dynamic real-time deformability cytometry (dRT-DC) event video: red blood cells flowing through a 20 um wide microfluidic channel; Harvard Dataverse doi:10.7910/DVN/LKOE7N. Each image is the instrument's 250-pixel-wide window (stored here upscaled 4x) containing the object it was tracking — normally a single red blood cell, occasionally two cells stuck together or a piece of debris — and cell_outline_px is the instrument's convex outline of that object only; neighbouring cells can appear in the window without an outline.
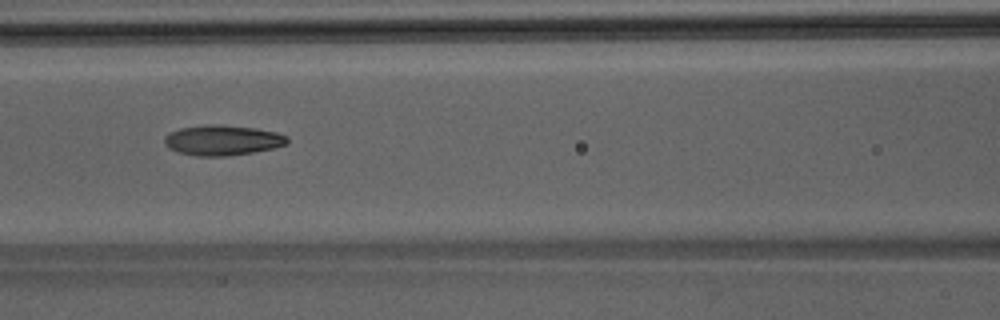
{"species": "Egyptian fruit bat (a non-hibernating species)", "species_latin": "Rousettus aegyptiacus", "temperature_condition": "room temperature", "stored_images_in_passage": 30, "camera_frame_rate_fps": 3000, "um_per_image_px": 0.085, "animal": {"sex": "male"}, "frame": {"image": 1, "passage_image": 6, "time_ms": 1.667, "image_size_px": [1000, 320], "cell_outline_px": [[288, 144], [272, 148], [252, 152], [224, 156], [196, 156], [180, 152], [168, 148], [164, 144], [164, 136], [168, 132], [180, 128], [204, 124], [224, 124], [256, 128], [276, 132], [288, 136]], "centroid_in_image_um": [18.89, 11.9], "position_along_channel_um": 147.7, "area_um2": 21.85}}
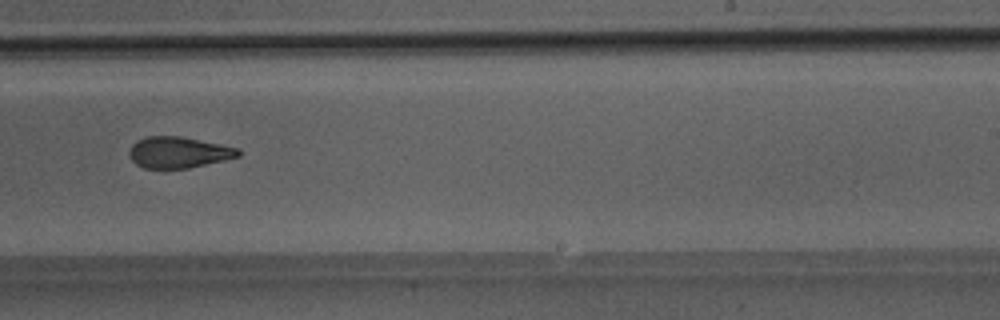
{"frame": {"image": 2, "passage_image": 15, "time_ms": 4.667, "image_size_px": [1000, 320], "cell_outline_px": [[240, 156], [224, 160], [188, 168], [144, 168], [136, 164], [132, 160], [128, 152], [132, 144], [136, 140], [148, 136], [180, 136], [220, 144], [236, 148], [240, 152]], "centroid_in_image_um": [15.13, 12.95], "position_along_channel_um": 273.9, "area_um2": 19.65}}
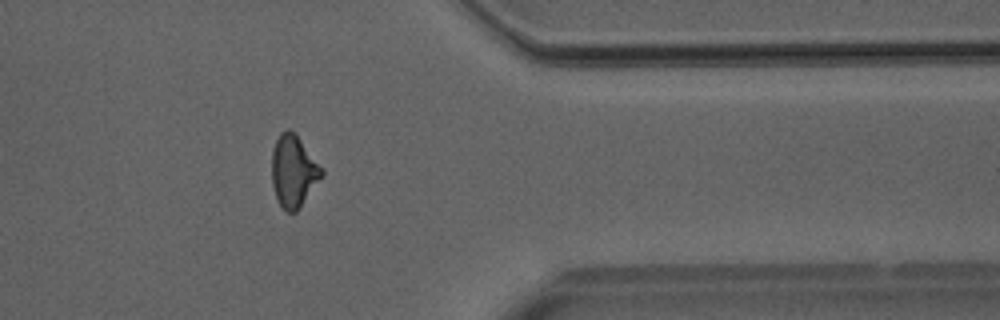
{"frame": {"image": 3, "passage_image": 24, "time_ms": 7.667, "image_size_px": [1000, 320], "cell_outline_px": [[324, 172], [300, 208], [296, 212], [288, 212], [280, 204], [276, 196], [272, 184], [272, 152], [276, 140], [280, 132], [288, 128], [300, 140], [324, 168]], "centroid_in_image_um": [24.95, 14.54], "position_along_channel_um": 386.5, "area_um2": 20.58}}